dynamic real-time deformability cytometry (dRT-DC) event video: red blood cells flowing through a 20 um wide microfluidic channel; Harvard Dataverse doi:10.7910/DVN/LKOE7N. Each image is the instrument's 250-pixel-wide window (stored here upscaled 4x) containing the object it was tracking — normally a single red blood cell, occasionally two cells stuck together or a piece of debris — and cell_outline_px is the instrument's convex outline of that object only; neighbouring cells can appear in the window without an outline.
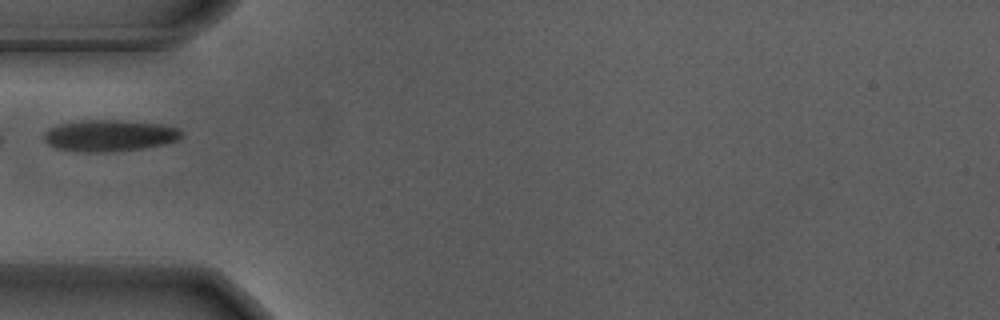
{"species": "Egyptian fruit bat (a non-hibernating species)", "species_latin": "Rousettus aegyptiacus", "temperature_condition": "warm", "stored_images_in_passage": 4, "camera_frame_rate_fps": 3000, "um_per_image_px": 0.085, "animal": {"sex": "male"}, "frame": {"image": 1, "passage_image": 1, "time_ms": 0.0, "image_size_px": [1000, 320], "cell_outline_px": [[184, 136], [180, 140], [164, 144], [144, 148], [88, 152], [56, 148], [48, 144], [44, 140], [44, 132], [48, 128], [56, 124], [84, 120], [120, 120], [160, 124], [180, 128], [184, 132]], "centroid_in_image_um": [9.34, 11.5], "position_along_channel_um": 75.7, "area_um2": 25.26}}